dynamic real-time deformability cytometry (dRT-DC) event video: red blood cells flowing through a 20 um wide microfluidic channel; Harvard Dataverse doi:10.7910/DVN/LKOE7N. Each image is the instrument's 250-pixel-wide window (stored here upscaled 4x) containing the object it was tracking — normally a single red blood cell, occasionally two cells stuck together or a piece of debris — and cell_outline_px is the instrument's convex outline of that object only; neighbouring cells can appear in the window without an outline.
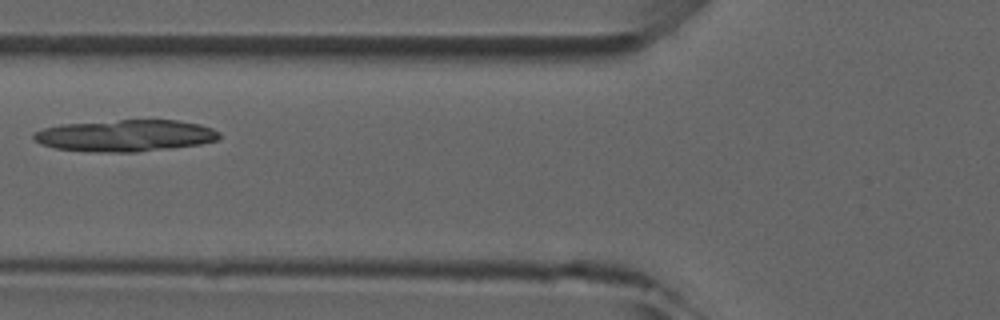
{"species": "common noctule bat (a hibernating species)", "species_latin": "Nyctalus noctula", "temperature_condition": "room temperature", "stored_images_in_passage": 2, "camera_frame_rate_fps": 3000, "um_per_image_px": 0.085, "animal": {"sex": "male", "forearm_length_mm": 52.5}, "frame": {"image": 1, "passage_image": 2, "time_ms": 1.0, "image_size_px": [1000, 320], "cell_outline_px": [[220, 140], [200, 144], [136, 152], [92, 152], [56, 148], [40, 144], [32, 136], [32, 132], [44, 128], [60, 124], [120, 120], [176, 120], [200, 124], [212, 128], [220, 132]], "centroid_in_image_um": [10.66, 11.52], "position_along_channel_um": 115.1, "area_um2": 34.39}}